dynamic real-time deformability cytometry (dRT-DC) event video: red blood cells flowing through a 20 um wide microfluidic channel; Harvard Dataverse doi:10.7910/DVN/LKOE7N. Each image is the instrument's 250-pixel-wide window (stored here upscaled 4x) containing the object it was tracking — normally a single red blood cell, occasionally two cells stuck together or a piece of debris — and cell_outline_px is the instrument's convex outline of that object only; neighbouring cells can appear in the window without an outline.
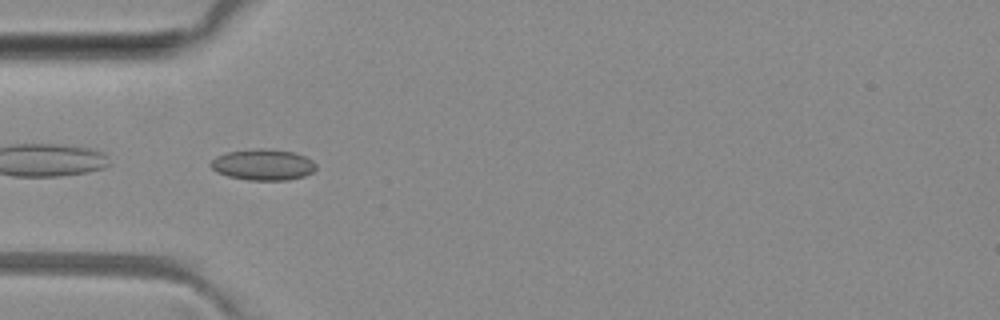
{"species": "common noctule bat (a hibernating species)", "species_latin": "Nyctalus noctula", "temperature_condition": "room temperature", "stored_images_in_passage": 42, "camera_frame_rate_fps": 3000, "um_per_image_px": 0.085, "animal": {"sex": "female", "body_mass_g": 29.2, "forearm_length_mm": 56.3}, "frame": {"image": 1, "passage_image": 7, "time_ms": 2.0, "image_size_px": [1000, 320], "cell_outline_px": [[316, 168], [312, 172], [304, 176], [288, 180], [248, 180], [228, 176], [216, 172], [208, 164], [216, 156], [228, 152], [256, 148], [264, 148], [296, 152], [312, 160], [316, 164]], "centroid_in_image_um": [22.35, 13.99], "position_along_channel_um": 62.6, "area_um2": 19.19}}
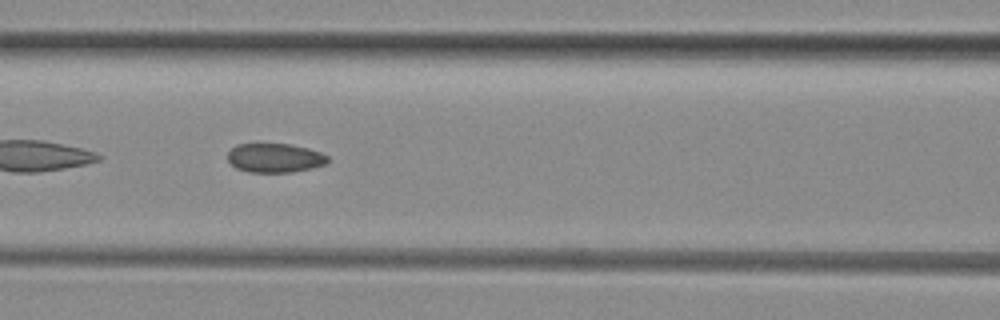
{"frame": {"image": 2, "passage_image": 13, "time_ms": 4.0, "image_size_px": [1000, 320], "cell_outline_px": [[328, 160], [324, 164], [312, 168], [292, 172], [248, 172], [236, 168], [228, 160], [228, 152], [236, 144], [288, 144], [308, 148], [320, 152], [328, 156]], "centroid_in_image_um": [23.35, 13.42], "position_along_channel_um": 143.3, "area_um2": 16.88}}
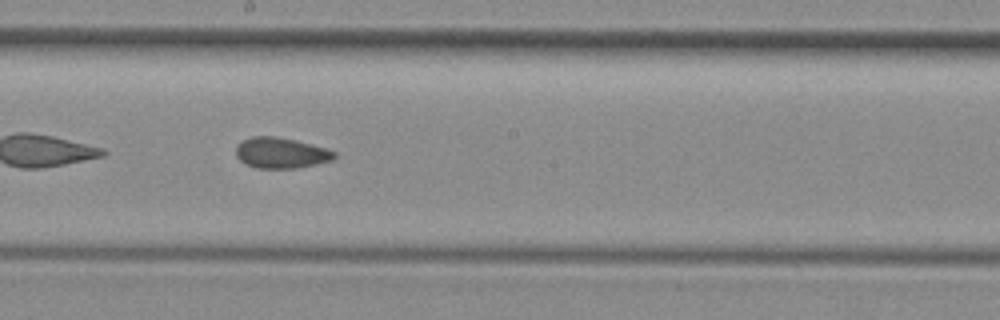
{"frame": {"image": 3, "passage_image": 19, "time_ms": 6.0, "image_size_px": [1000, 320], "cell_outline_px": [[336, 156], [332, 160], [316, 164], [296, 168], [256, 168], [244, 164], [236, 156], [236, 148], [244, 140], [252, 136], [276, 136], [296, 140], [328, 148], [336, 152]], "centroid_in_image_um": [23.9, 13.0], "position_along_channel_um": 224.3, "area_um2": 17.69}, "authors_computed_cell_mechanics": {"area_um2": 18.1492, "velocity_mm_per_s": 4.0697, "shape_relaxation_time_tau1_ms": 9.029, "shape_relaxation_time_tau2_ms": 2.5451, "deformation_change_tau1": 0.0795, "deformation_change_tau2": 0.0917}}